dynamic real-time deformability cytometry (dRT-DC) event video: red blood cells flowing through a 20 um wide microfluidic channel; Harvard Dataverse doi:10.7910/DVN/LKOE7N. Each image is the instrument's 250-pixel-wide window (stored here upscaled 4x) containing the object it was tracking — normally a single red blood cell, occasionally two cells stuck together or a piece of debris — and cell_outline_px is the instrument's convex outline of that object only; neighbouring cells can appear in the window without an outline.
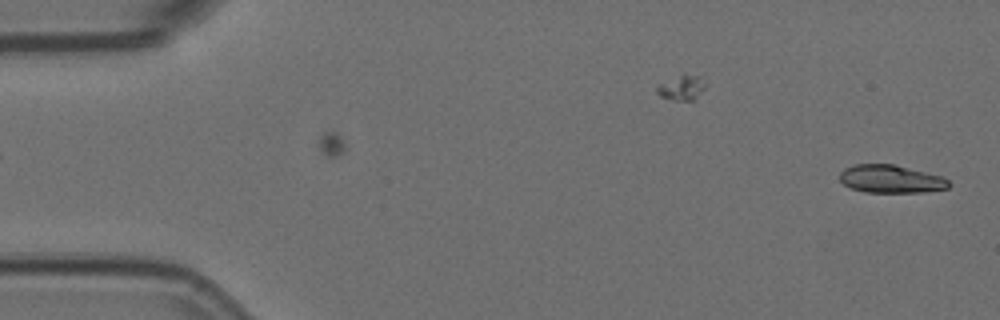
{"species": "Egyptian fruit bat (a non-hibernating species)", "species_latin": "Rousettus aegyptiacus", "temperature_condition": "room temperature", "stored_images_in_passage": 4, "camera_frame_rate_fps": 3000, "um_per_image_px": 0.085, "animal": {"sex": "female"}, "frame": {"image": 1, "passage_image": 4, "time_ms": 1.0, "image_size_px": [1000, 320], "cell_outline_px": [[952, 184], [948, 188], [924, 192], [864, 192], [852, 188], [844, 184], [840, 180], [840, 172], [844, 168], [856, 164], [896, 164], [940, 176], [948, 180]], "centroid_in_image_um": [75.73, 15.21], "position_along_channel_um": 9.3, "area_um2": 17.74}}